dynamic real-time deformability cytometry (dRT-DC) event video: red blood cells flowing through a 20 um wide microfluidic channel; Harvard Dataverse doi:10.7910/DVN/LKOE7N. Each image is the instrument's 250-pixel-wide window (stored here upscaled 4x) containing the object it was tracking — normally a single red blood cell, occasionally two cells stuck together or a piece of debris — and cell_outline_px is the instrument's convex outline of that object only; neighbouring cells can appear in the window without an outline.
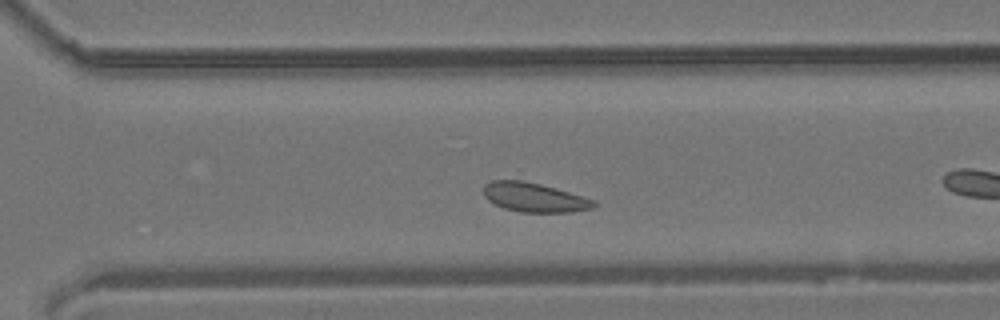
{"species": "common noctule bat (a hibernating species)", "species_latin": "Nyctalus noctula", "temperature_condition": "room temperature", "stored_images_in_passage": 36, "camera_frame_rate_fps": 3000, "um_per_image_px": 0.085, "animal": {"sex": "male", "body_mass_g": 19.2, "forearm_length_mm": 51.8}, "frame": {"image": 1, "passage_image": 21, "time_ms": 6.667, "image_size_px": [1000, 320], "cell_outline_px": [[596, 204], [592, 208], [568, 212], [520, 212], [504, 208], [488, 200], [484, 196], [484, 184], [492, 180], [524, 180], [540, 184], [596, 200]], "centroid_in_image_um": [45.39, 16.77], "position_along_channel_um": 325.2, "area_um2": 18.61}}